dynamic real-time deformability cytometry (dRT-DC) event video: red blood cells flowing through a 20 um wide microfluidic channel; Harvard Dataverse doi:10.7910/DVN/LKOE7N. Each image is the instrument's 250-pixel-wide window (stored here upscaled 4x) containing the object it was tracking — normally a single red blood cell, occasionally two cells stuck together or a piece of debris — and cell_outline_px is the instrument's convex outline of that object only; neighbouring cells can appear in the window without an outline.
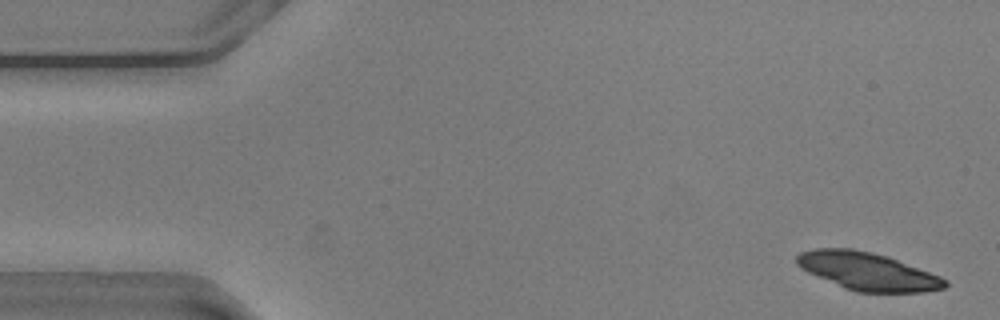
{"species": "common noctule bat (a hibernating species)", "species_latin": "Nyctalus noctula", "temperature_condition": "warm", "stored_images_in_passage": 55, "camera_frame_rate_fps": 3000, "um_per_image_px": 0.085, "animal": {"sex": "male", "body_mass_g": 20.5, "forearm_length_mm": 52.5}, "frame": {"image": 1, "passage_image": 2, "time_ms": 0.333, "image_size_px": [1000, 320], "cell_outline_px": [[948, 284], [944, 288], [924, 292], [856, 292], [844, 288], [808, 272], [800, 268], [796, 264], [796, 256], [800, 252], [812, 248], [852, 248], [872, 252], [888, 256], [940, 276], [948, 280]], "centroid_in_image_um": [73.73, 23.05], "position_along_channel_um": 11.3, "area_um2": 32.71}}
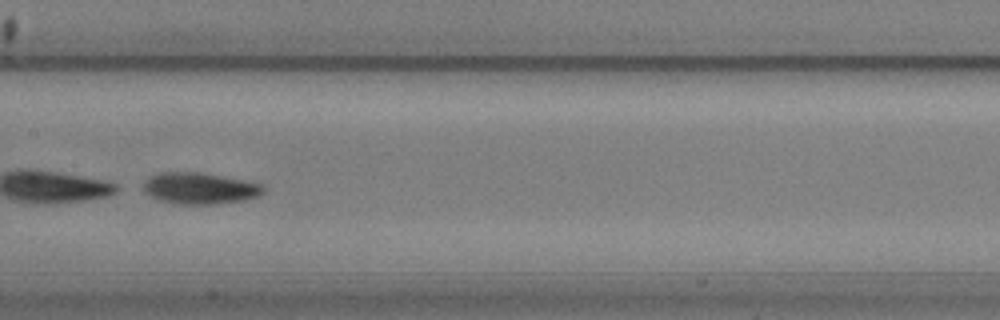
{"frame": {"image": 2, "passage_image": 27, "time_ms": 8.667, "image_size_px": [1000, 320], "cell_outline_px": [[264, 192], [260, 196], [244, 200], [212, 204], [180, 204], [160, 200], [136, 188], [148, 176], [160, 172], [204, 172], [248, 180], [264, 184]], "centroid_in_image_um": [16.95, 15.98], "position_along_channel_um": 190.5, "area_um2": 22.66}}
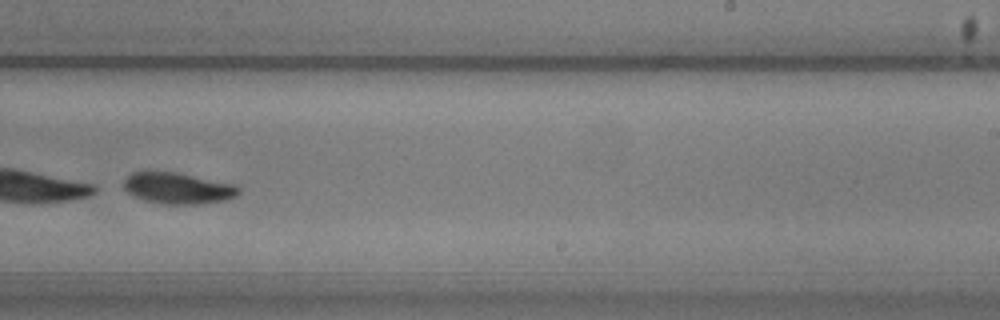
{"frame": {"image": 3, "passage_image": 34, "time_ms": 11.0, "image_size_px": [1000, 320], "cell_outline_px": [[240, 192], [236, 196], [228, 200], [196, 204], [164, 204], [144, 200], [128, 192], [124, 188], [124, 180], [132, 172], [176, 172], [236, 184], [240, 188]], "centroid_in_image_um": [15.17, 16.0], "position_along_channel_um": 273.8, "area_um2": 20.87}}